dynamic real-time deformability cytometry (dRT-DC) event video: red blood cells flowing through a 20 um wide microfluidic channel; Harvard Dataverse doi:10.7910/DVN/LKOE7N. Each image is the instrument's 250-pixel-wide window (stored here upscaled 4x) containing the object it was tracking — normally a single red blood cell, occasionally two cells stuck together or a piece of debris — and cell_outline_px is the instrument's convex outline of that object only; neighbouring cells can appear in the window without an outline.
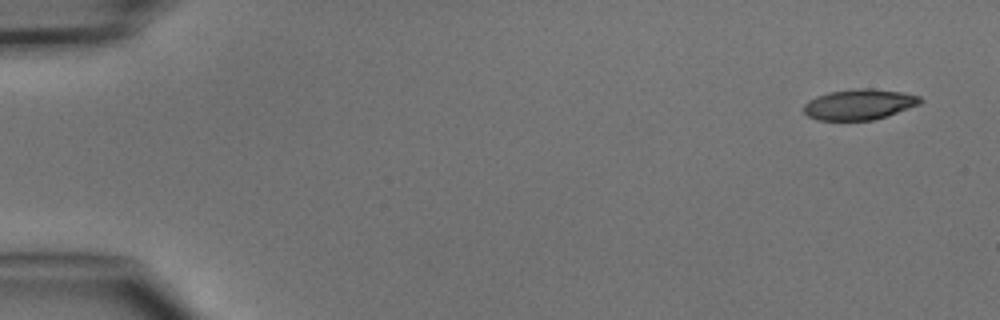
{"species": "common noctule bat (a hibernating species)", "species_latin": "Nyctalus noctula", "temperature_condition": "cold", "stored_images_in_passage": 5, "camera_frame_rate_fps": 3000, "um_per_image_px": 0.085, "animal": {"sex": "male", "body_mass_g": 15.6}, "frame": {"image": 1, "passage_image": 1, "time_ms": 0.0, "image_size_px": [1000, 320], "cell_outline_px": [[924, 100], [920, 104], [872, 120], [816, 120], [808, 116], [804, 112], [804, 104], [808, 100], [816, 96], [828, 92], [856, 88], [872, 88], [904, 92], [920, 96]], "centroid_in_image_um": [73.02, 8.86], "position_along_channel_um": 12.0, "area_um2": 20.81}}
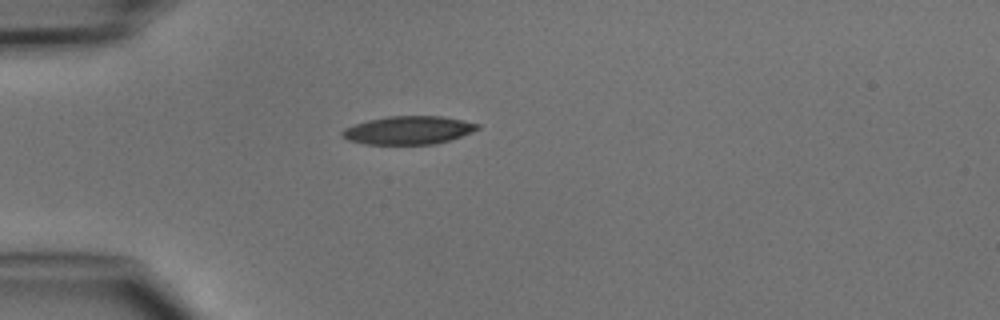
{"frame": {"image": 2, "passage_image": 4, "time_ms": 3.667, "image_size_px": [1000, 320], "cell_outline_px": [[480, 128], [472, 132], [436, 144], [364, 144], [348, 140], [340, 136], [340, 132], [344, 128], [368, 120], [388, 116], [440, 116], [464, 120], [480, 124]], "centroid_in_image_um": [34.7, 11.06], "position_along_channel_um": 50.3, "area_um2": 22.25}}